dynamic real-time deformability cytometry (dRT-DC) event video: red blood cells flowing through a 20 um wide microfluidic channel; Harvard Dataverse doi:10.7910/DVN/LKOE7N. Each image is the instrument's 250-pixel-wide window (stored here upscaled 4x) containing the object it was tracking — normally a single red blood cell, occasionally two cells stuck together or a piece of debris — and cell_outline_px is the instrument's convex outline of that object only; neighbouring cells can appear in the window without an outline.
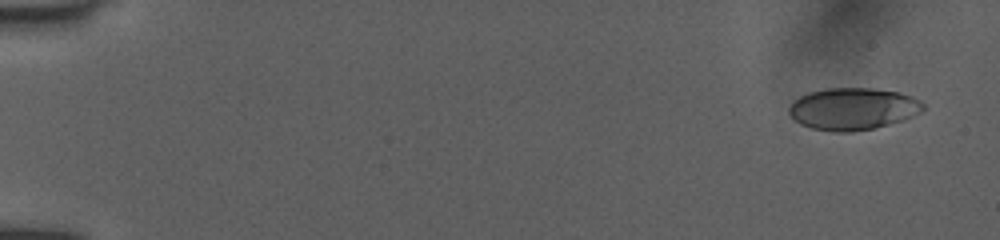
{"species": "human", "species_latin": "Homo sapiens", "temperature_condition": "room temperature", "stored_images_in_passage": 5, "camera_frame_rate_fps": 3000, "um_per_image_px": 0.085, "donor": {"sex": "female"}, "frame": {"image": 1, "passage_image": 1, "time_ms": 0.0, "image_size_px": [1000, 240], "cell_outline_px": [[924, 108], [920, 112], [904, 120], [876, 128], [852, 132], [832, 132], [812, 128], [800, 124], [788, 112], [788, 108], [800, 96], [812, 92], [828, 88], [872, 88], [900, 92], [912, 96], [920, 100], [924, 104]], "centroid_in_image_um": [72.54, 9.26], "position_along_channel_um": 12.5, "area_um2": 32.89}}
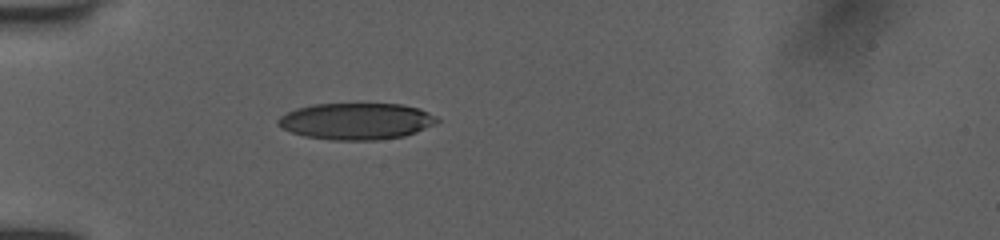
{"frame": {"image": 2, "passage_image": 5, "time_ms": 4.667, "image_size_px": [1000, 240], "cell_outline_px": [[440, 120], [416, 132], [404, 136], [376, 140], [332, 140], [304, 136], [292, 132], [276, 124], [280, 116], [296, 108], [312, 104], [400, 104], [420, 108], [436, 116]], "centroid_in_image_um": [30.28, 10.3], "position_along_channel_um": 54.7, "area_um2": 33.76}}